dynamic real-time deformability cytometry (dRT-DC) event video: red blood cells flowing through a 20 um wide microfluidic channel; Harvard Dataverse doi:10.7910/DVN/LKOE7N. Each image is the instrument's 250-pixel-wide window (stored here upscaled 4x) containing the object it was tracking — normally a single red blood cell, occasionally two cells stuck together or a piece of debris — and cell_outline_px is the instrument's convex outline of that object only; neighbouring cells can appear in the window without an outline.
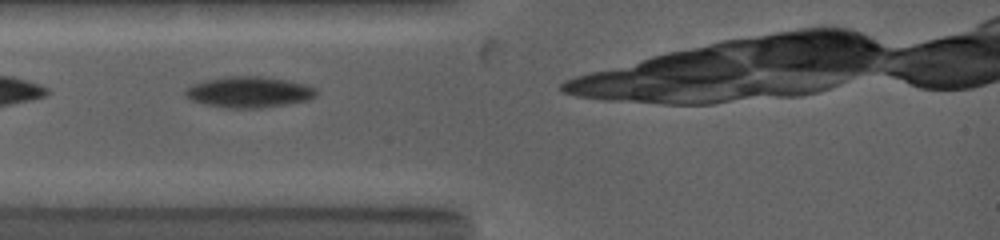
{"species": "common noctule bat (a hibernating species)", "species_latin": "Nyctalus noctula", "temperature_condition": "warm", "stored_images_in_passage": 5, "camera_frame_rate_fps": 5000, "um_per_image_px": 0.085, "animal": {"sex": "female", "body_mass_g": 19.0, "forearm_length_mm": 53.3}, "frame": {"image": 1, "passage_image": 1, "time_ms": 0.0, "image_size_px": [1000, 240], "cell_outline_px": [[316, 96], [308, 100], [260, 108], [228, 108], [204, 104], [192, 100], [184, 92], [184, 88], [192, 84], [204, 80], [228, 76], [260, 76], [288, 80], [304, 84], [316, 88]], "centroid_in_image_um": [21.14, 7.82], "position_along_channel_um": 63.9, "area_um2": 23.58}}